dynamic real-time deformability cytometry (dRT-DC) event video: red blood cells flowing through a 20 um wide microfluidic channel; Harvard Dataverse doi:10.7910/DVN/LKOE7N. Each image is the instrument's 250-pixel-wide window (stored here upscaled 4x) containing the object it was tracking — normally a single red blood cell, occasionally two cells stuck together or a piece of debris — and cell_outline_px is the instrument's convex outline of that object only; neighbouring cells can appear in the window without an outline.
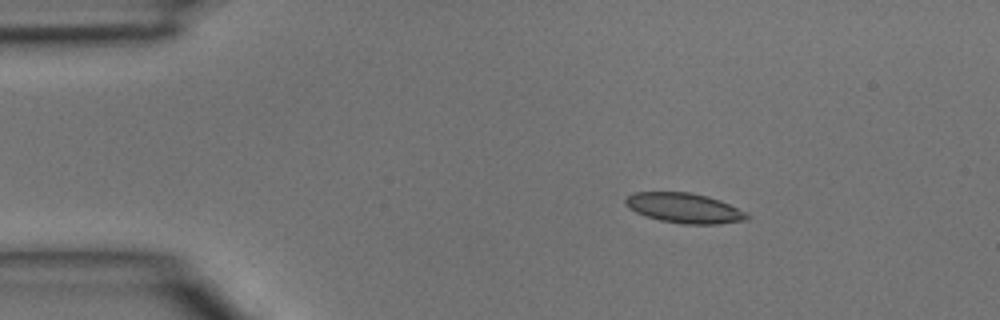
{"species": "common noctule bat (a hibernating species)", "species_latin": "Nyctalus noctula", "temperature_condition": "room temperature", "stored_images_in_passage": 3, "camera_frame_rate_fps": 3000, "um_per_image_px": 0.085, "animal": {"sex": "male", "body_mass_g": 15.6}, "frame": {"image": 1, "passage_image": 1, "time_ms": 0.0, "image_size_px": [1000, 320], "cell_outline_px": [[752, 216], [748, 220], [720, 224], [684, 224], [660, 220], [636, 212], [628, 208], [624, 204], [624, 200], [632, 192], [692, 192], [708, 196], [720, 200], [748, 212]], "centroid_in_image_um": [58.22, 17.68], "position_along_channel_um": 26.8, "area_um2": 21.5}}
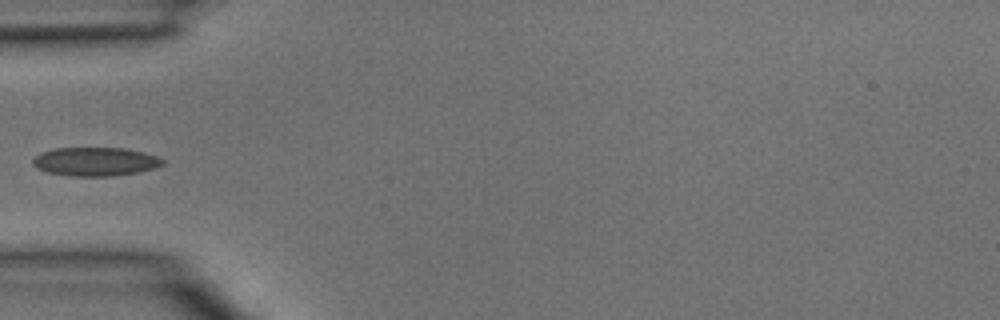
{"frame": {"image": 2, "passage_image": 3, "time_ms": 0.667, "image_size_px": [1000, 320], "cell_outline_px": [[164, 164], [156, 168], [136, 172], [112, 176], [68, 176], [48, 172], [36, 168], [32, 164], [32, 160], [40, 152], [56, 148], [124, 148], [144, 152], [156, 156], [164, 160]], "centroid_in_image_um": [8.09, 13.73], "position_along_channel_um": 76.9, "area_um2": 21.73}}